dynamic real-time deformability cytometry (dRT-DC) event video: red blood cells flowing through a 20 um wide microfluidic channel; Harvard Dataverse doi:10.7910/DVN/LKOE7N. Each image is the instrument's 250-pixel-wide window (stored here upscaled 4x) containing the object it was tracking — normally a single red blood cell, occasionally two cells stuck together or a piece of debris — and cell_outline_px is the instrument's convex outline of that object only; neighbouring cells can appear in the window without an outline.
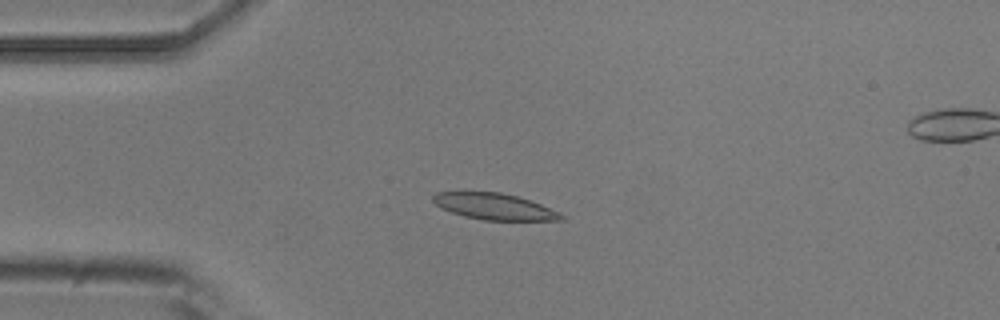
{"species": "common noctule bat (a hibernating species)", "species_latin": "Nyctalus noctula", "temperature_condition": "room temperature", "stored_images_in_passage": 46, "camera_frame_rate_fps": 3000, "um_per_image_px": 0.085, "animal": {"sex": "male", "body_mass_g": 20.5, "forearm_length_mm": 52.5}, "frame": {"image": 1, "passage_image": 12, "time_ms": 3.667, "image_size_px": [1000, 320], "cell_outline_px": [[564, 220], [484, 220], [464, 216], [452, 212], [436, 204], [432, 200], [432, 196], [436, 192], [500, 192], [516, 196], [540, 204], [560, 212], [564, 216]], "centroid_in_image_um": [42.03, 17.55], "position_along_channel_um": 43.0, "area_um2": 19.36}}
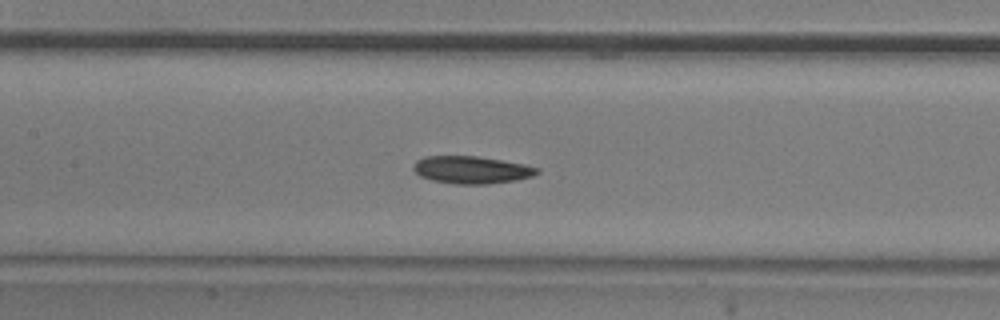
{"frame": {"image": 2, "passage_image": 23, "time_ms": 7.333, "image_size_px": [1000, 320], "cell_outline_px": [[540, 172], [532, 176], [516, 180], [488, 184], [456, 184], [432, 180], [420, 176], [412, 168], [416, 160], [424, 156], [476, 156], [524, 164], [540, 168]], "centroid_in_image_um": [40.08, 14.43], "position_along_channel_um": 167.3, "area_um2": 19.77}}
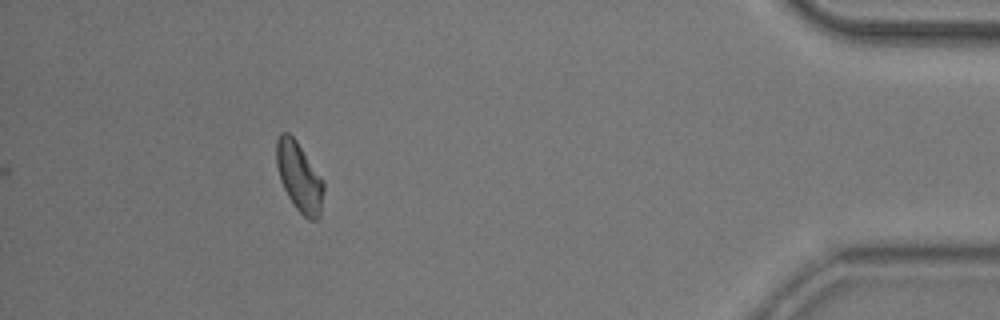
{"frame": {"image": 3, "passage_image": 46, "time_ms": 15.0, "image_size_px": [1000, 320], "cell_outline_px": [[324, 188], [320, 216], [316, 220], [308, 220], [296, 208], [288, 196], [280, 180], [276, 164], [276, 140], [280, 132], [288, 132], [296, 140], [324, 180]], "centroid_in_image_um": [25.44, 15.03], "position_along_channel_um": 409.8, "area_um2": 19.13}, "authors_computed_cell_mechanics": {"area_um2": 19.4497, "velocity_mm_per_s": 3.9114, "shape_relaxation_time_tau1_ms": 6.8391, "shape_relaxation_time_tau2_ms": null, "deformation_change_tau1": 0.1523, "deformation_change_tau2": null}}